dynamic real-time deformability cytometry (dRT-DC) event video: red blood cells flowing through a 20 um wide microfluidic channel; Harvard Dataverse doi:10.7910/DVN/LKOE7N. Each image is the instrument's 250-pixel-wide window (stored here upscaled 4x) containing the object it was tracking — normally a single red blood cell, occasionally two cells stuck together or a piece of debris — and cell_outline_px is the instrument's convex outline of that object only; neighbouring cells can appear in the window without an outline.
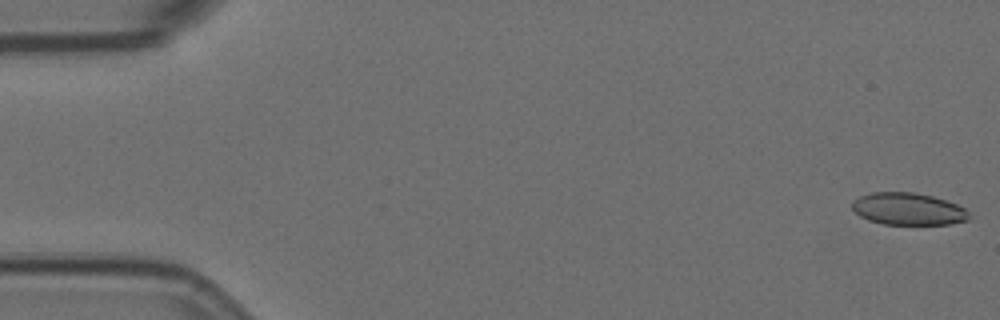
{"species": "Egyptian fruit bat (a non-hibernating species)", "species_latin": "Rousettus aegyptiacus", "temperature_condition": "room temperature", "stored_images_in_passage": 15, "camera_frame_rate_fps": 3000, "um_per_image_px": 0.085, "animal": {"sex": "female"}, "frame": {"image": 1, "passage_image": 1, "time_ms": 0.0, "image_size_px": [1000, 320], "cell_outline_px": [[968, 220], [948, 224], [884, 224], [868, 220], [860, 216], [852, 208], [852, 200], [860, 196], [872, 192], [912, 192], [932, 196], [956, 204], [964, 208], [968, 212]], "centroid_in_image_um": [77.16, 17.76], "position_along_channel_um": 7.8, "area_um2": 21.73}}
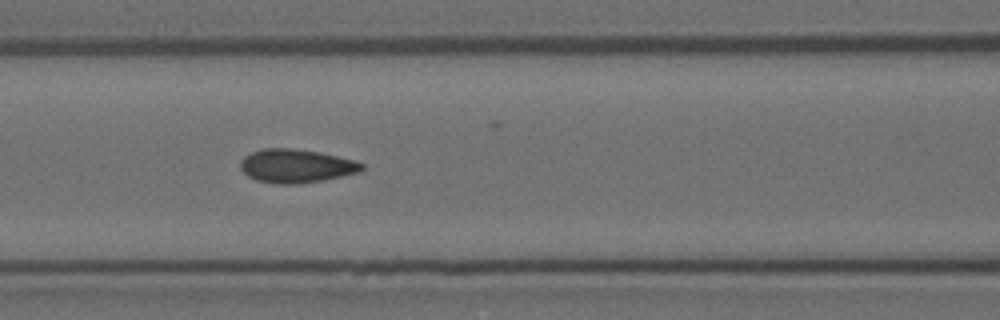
{"frame": {"image": 2, "passage_image": 7, "time_ms": 2.0, "image_size_px": [1000, 320], "cell_outline_px": [[364, 168], [360, 172], [324, 180], [296, 184], [276, 184], [256, 180], [248, 176], [240, 168], [240, 160], [244, 156], [252, 152], [264, 148], [288, 148], [320, 152], [352, 160], [364, 164]], "centroid_in_image_um": [25.15, 14.11], "position_along_channel_um": 141.4, "area_um2": 23.7}}
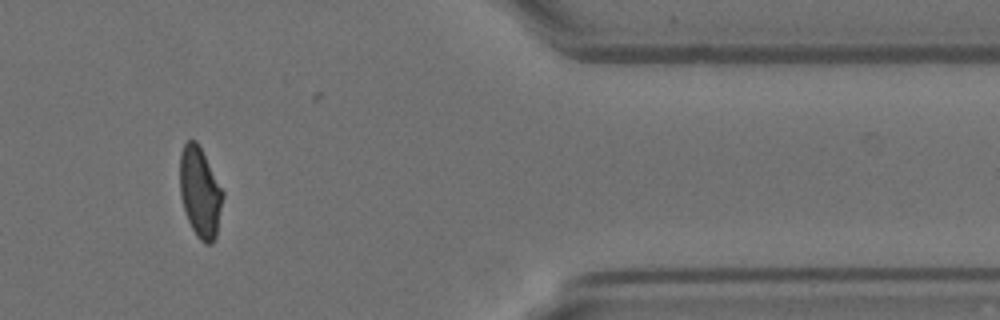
{"frame": {"image": 3, "passage_image": 13, "time_ms": 4.0, "image_size_px": [1000, 320], "cell_outline_px": [[224, 196], [216, 236], [212, 244], [204, 244], [196, 236], [188, 220], [180, 196], [180, 152], [184, 144], [188, 140], [196, 140], [224, 192]], "centroid_in_image_um": [17.0, 16.37], "position_along_channel_um": 394.4, "area_um2": 22.54}}